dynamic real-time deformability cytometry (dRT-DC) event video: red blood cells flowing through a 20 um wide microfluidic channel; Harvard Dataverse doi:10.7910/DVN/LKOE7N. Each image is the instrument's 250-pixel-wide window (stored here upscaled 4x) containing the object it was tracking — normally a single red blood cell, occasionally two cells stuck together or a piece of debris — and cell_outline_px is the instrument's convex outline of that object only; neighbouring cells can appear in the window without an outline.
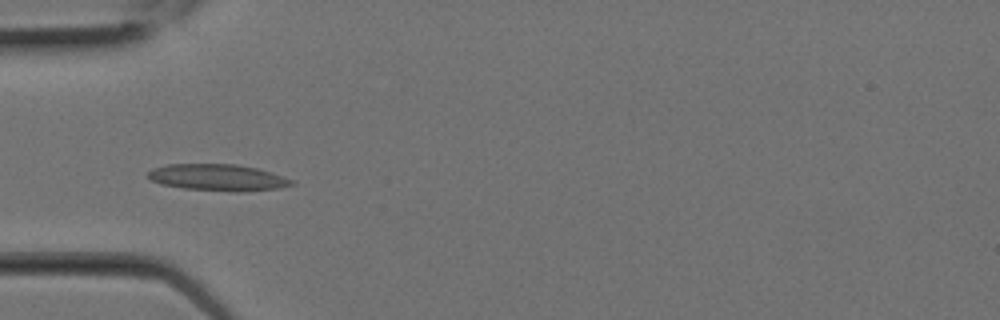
{"species": "Egyptian fruit bat (a non-hibernating species)", "species_latin": "Rousettus aegyptiacus", "temperature_condition": "room temperature", "stored_images_in_passage": 2, "camera_frame_rate_fps": 3000, "um_per_image_px": 0.085, "animal": {"sex": "female"}, "frame": {"image": 1, "passage_image": 2, "time_ms": 0.333, "image_size_px": [1000, 320], "cell_outline_px": [[296, 184], [280, 188], [184, 188], [160, 184], [152, 180], [148, 176], [148, 172], [152, 168], [168, 164], [236, 164], [256, 168], [272, 172], [292, 180]], "centroid_in_image_um": [18.43, 15.02], "position_along_channel_um": 66.6, "area_um2": 20.81}}